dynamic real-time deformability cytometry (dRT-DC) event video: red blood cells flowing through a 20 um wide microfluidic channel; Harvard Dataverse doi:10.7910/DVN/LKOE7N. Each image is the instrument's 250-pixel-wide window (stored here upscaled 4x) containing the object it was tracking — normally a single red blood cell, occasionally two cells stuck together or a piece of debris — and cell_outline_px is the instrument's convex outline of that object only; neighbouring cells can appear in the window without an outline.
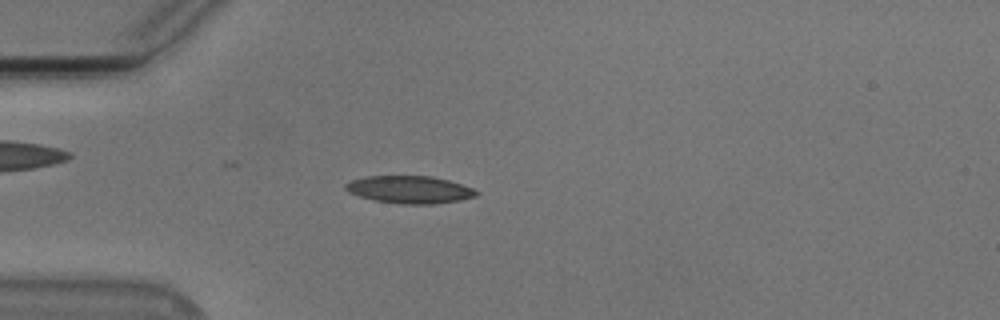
{"species": "Egyptian fruit bat (a non-hibernating species)", "species_latin": "Rousettus aegyptiacus", "temperature_condition": "cold", "stored_images_in_passage": 46, "camera_frame_rate_fps": 3000, "um_per_image_px": 0.085, "animal": {"sex": "male"}, "frame": {"image": 1, "passage_image": 15, "time_ms": 4.667, "image_size_px": [1000, 320], "cell_outline_px": [[480, 192], [476, 196], [460, 200], [436, 204], [400, 204], [376, 200], [360, 196], [348, 192], [344, 188], [344, 184], [352, 180], [364, 176], [432, 176], [448, 180], [472, 188]], "centroid_in_image_um": [34.81, 16.11], "position_along_channel_um": 50.2, "area_um2": 20.92}}
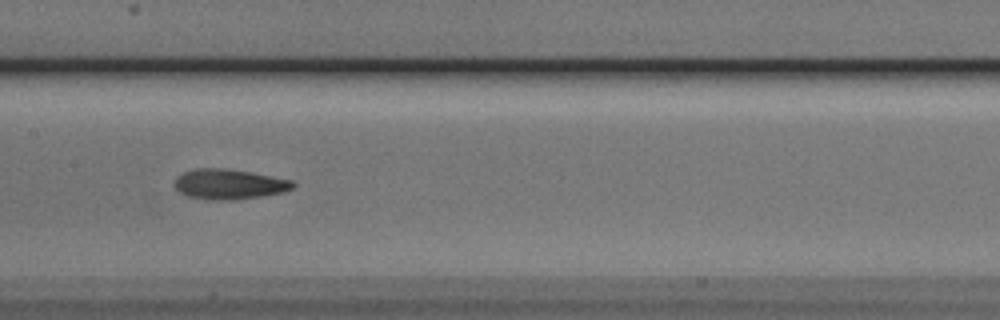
{"frame": {"image": 2, "passage_image": 27, "time_ms": 8.667, "image_size_px": [1000, 320], "cell_outline_px": [[296, 184], [292, 188], [284, 192], [260, 196], [232, 200], [216, 200], [188, 196], [180, 192], [172, 184], [176, 176], [184, 172], [196, 168], [228, 168], [252, 172], [292, 180]], "centroid_in_image_um": [19.46, 15.64], "position_along_channel_um": 187.9, "area_um2": 20.87}}
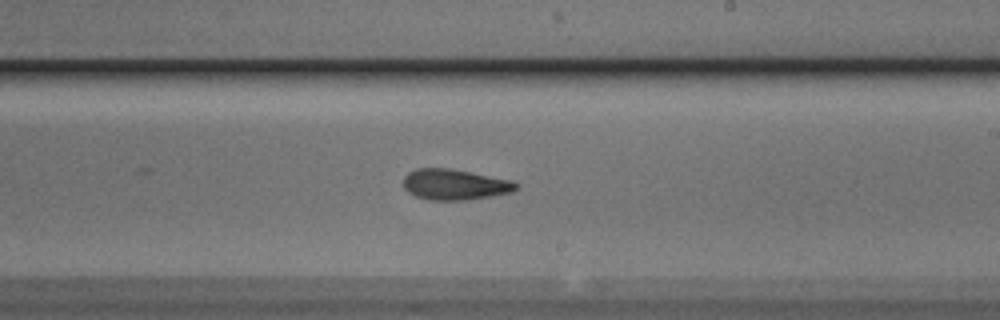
{"frame": {"image": 3, "passage_image": 32, "time_ms": 10.333, "image_size_px": [1000, 320], "cell_outline_px": [[520, 188], [512, 192], [492, 196], [468, 200], [428, 200], [416, 196], [408, 192], [404, 188], [404, 176], [408, 172], [416, 168], [448, 168], [512, 180], [520, 184]], "centroid_in_image_um": [38.68, 15.69], "position_along_channel_um": 250.3, "area_um2": 20.35}, "authors_computed_cell_mechanics": {"area_um2": 20.2878, "velocity_mm_per_s": 3.7617, "shape_relaxation_time_tau1_ms": 6.984, "shape_relaxation_time_tau2_ms": 5.8082, "deformation_change_tau1": 0.17, "deformation_change_tau2": 0.1473}}